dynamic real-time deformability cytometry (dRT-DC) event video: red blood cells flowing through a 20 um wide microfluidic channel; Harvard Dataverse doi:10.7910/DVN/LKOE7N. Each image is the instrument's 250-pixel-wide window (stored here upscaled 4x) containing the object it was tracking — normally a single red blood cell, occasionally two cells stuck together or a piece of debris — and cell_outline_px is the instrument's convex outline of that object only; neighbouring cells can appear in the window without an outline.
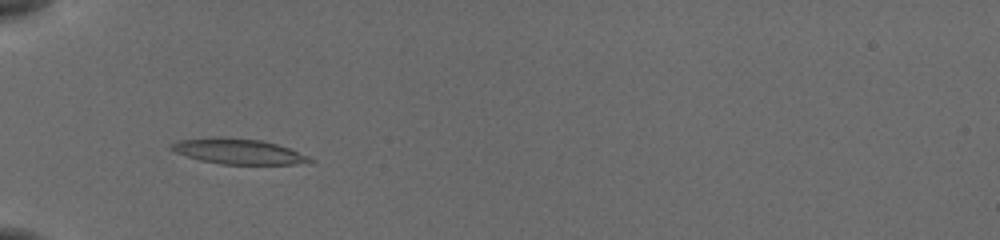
{"species": "common noctule bat (a hibernating species)", "species_latin": "Nyctalus noctula", "temperature_condition": "cold", "stored_images_in_passage": 39, "camera_frame_rate_fps": 3000, "um_per_image_px": 0.085, "animal": {"sex": "female", "body_mass_g": 19.5, "forearm_length_mm": 54.1}, "frame": {"image": 1, "passage_image": 4, "time_ms": 1.0, "image_size_px": [1000, 240], "cell_outline_px": [[316, 160], [308, 164], [220, 164], [200, 160], [176, 152], [168, 148], [168, 144], [176, 140], [220, 136], [224, 136], [260, 140], [276, 144], [288, 148], [308, 156]], "centroid_in_image_um": [20.23, 12.86], "position_along_channel_um": 64.8, "area_um2": 20.69}}
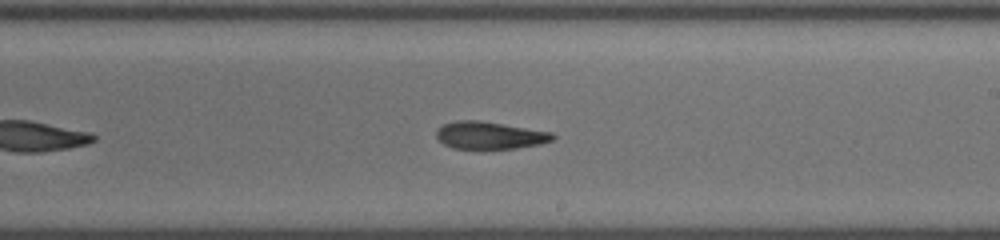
{"frame": {"image": 2, "passage_image": 19, "time_ms": 6.0, "image_size_px": [1000, 240], "cell_outline_px": [[556, 136], [552, 140], [540, 144], [516, 148], [452, 148], [444, 144], [436, 136], [436, 128], [444, 124], [456, 120], [480, 120], [552, 132]], "centroid_in_image_um": [41.61, 11.49], "position_along_channel_um": 247.4, "area_um2": 18.5}}
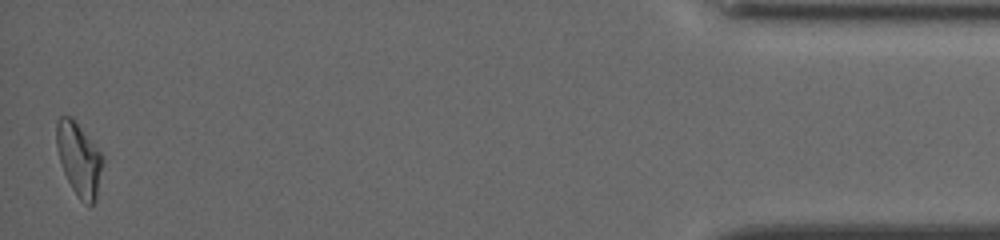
{"frame": {"image": 3, "passage_image": 39, "time_ms": 12.667, "image_size_px": [1000, 240], "cell_outline_px": [[104, 160], [96, 200], [88, 208], [80, 200], [72, 188], [64, 172], [60, 160], [56, 144], [56, 120], [60, 116], [72, 116], [104, 156]], "centroid_in_image_um": [6.73, 13.53], "position_along_channel_um": 428.5, "area_um2": 19.88}, "authors_computed_cell_mechanics": {"area_um2": 19.2474, "velocity_mm_per_s": 3.8171, "shape_relaxation_time_tau1_ms": 9.5515, "shape_relaxation_time_tau2_ms": 3.0354, "deformation_change_tau1": 0.259, "deformation_change_tau2": 0.1015}}